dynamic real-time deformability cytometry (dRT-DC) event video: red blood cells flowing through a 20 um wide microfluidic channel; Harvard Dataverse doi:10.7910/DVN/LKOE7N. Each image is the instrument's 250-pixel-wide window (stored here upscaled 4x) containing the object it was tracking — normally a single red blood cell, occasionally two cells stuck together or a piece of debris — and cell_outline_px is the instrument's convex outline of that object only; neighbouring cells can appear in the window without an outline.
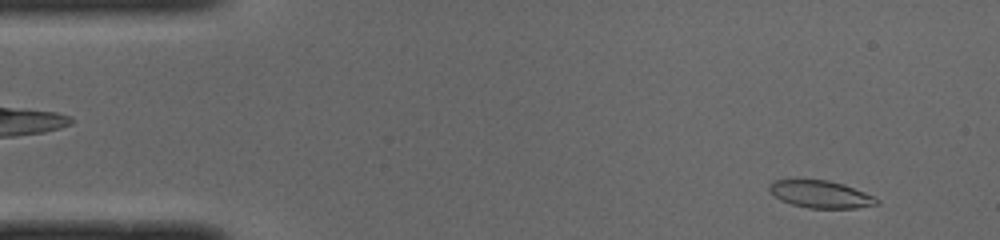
{"species": "common noctule bat (a hibernating species)", "species_latin": "Nyctalus noctula", "temperature_condition": "cold", "stored_images_in_passage": 49, "camera_frame_rate_fps": 3000, "um_per_image_px": 0.085, "animal": {"sex": "male", "body_mass_g": 19.0, "forearm_length_mm": 50.8}, "frame": {"image": 1, "passage_image": 3, "time_ms": 0.667, "image_size_px": [1000, 240], "cell_outline_px": [[880, 204], [856, 208], [808, 208], [792, 204], [780, 200], [768, 192], [768, 184], [772, 180], [828, 180], [844, 184], [864, 192], [880, 200]], "centroid_in_image_um": [69.72, 16.51], "position_along_channel_um": 15.3, "area_um2": 17.22}}
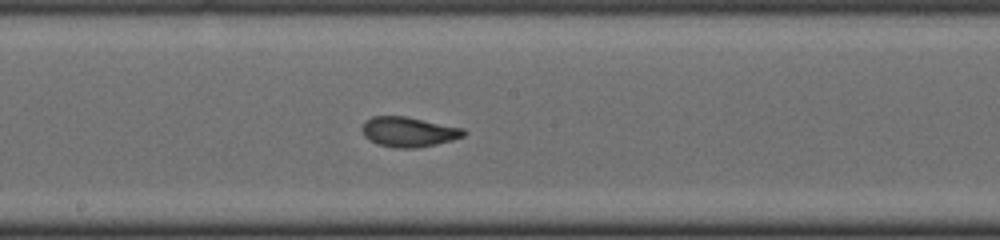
{"frame": {"image": 2, "passage_image": 25, "time_ms": 8.0, "image_size_px": [1000, 240], "cell_outline_px": [[468, 132], [464, 136], [452, 140], [436, 144], [416, 148], [396, 148], [376, 144], [368, 140], [364, 136], [360, 128], [364, 120], [372, 116], [404, 116], [464, 128]], "centroid_in_image_um": [34.69, 11.21], "position_along_channel_um": 213.5, "area_um2": 17.98}}
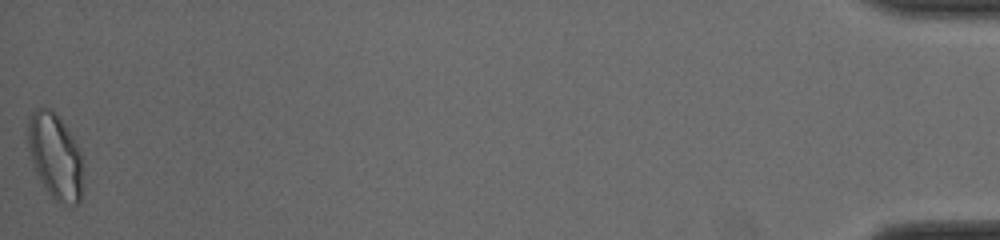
{"frame": {"image": 3, "passage_image": 49, "time_ms": 16.0, "image_size_px": [1000, 240], "cell_outline_px": [[80, 200], [76, 204], [68, 204], [52, 200], [44, 188], [36, 172], [28, 148], [28, 116], [36, 108], [52, 108], [56, 112], [72, 136], [80, 152]], "centroid_in_image_um": [4.64, 13.24], "position_along_channel_um": 430.6, "area_um2": 27.05}, "authors_computed_cell_mechanics": {"area_um2": 17.8602, "velocity_mm_per_s": 3.9753, "shape_relaxation_time_tau1_ms": 4.7725, "shape_relaxation_time_tau2_ms": 1.259, "deformation_change_tau1": 0.2005, "deformation_change_tau2": 0.0679}}